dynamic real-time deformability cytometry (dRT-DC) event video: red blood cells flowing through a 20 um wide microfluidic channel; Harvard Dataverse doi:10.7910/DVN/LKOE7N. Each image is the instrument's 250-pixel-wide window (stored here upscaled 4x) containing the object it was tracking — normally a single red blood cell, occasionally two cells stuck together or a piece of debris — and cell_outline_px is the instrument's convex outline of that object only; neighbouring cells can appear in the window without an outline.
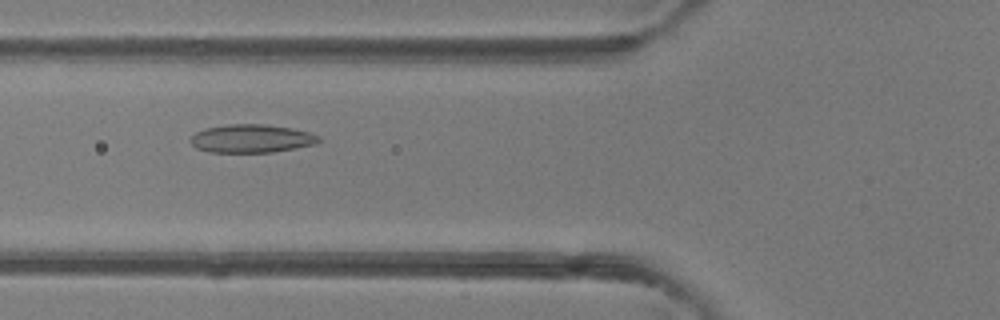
{"species": "common noctule bat (a hibernating species)", "species_latin": "Nyctalus noctula", "temperature_condition": "room temperature", "stored_images_in_passage": 35, "camera_frame_rate_fps": 3000, "um_per_image_px": 0.085, "animal": {"sex": "female"}, "frame": {"image": 1, "passage_image": 8, "time_ms": 2.333, "image_size_px": [1000, 320], "cell_outline_px": [[320, 140], [316, 144], [296, 148], [272, 152], [208, 152], [196, 148], [188, 140], [196, 132], [204, 128], [228, 124], [264, 124], [292, 128], [308, 132], [320, 136]], "centroid_in_image_um": [21.36, 11.77], "position_along_channel_um": 104.4, "area_um2": 21.21}}
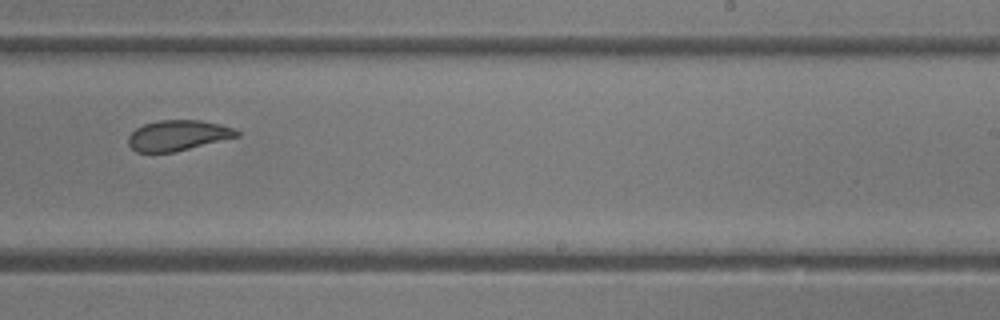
{"frame": {"image": 2, "passage_image": 20, "time_ms": 6.333, "image_size_px": [1000, 320], "cell_outline_px": [[240, 136], [176, 152], [136, 152], [128, 144], [128, 136], [136, 128], [144, 124], [160, 120], [200, 120], [220, 124], [232, 128], [240, 132]], "centroid_in_image_um": [15.12, 11.51], "position_along_channel_um": 273.9, "area_um2": 19.31}}
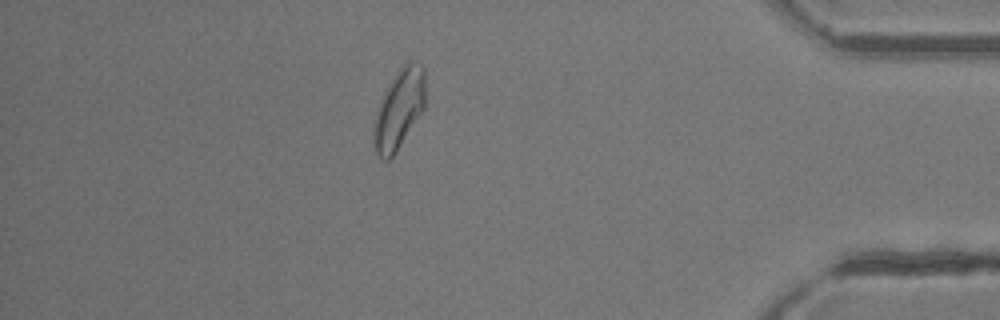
{"frame": {"image": 3, "passage_image": 32, "time_ms": 10.333, "image_size_px": [1000, 320], "cell_outline_px": [[424, 108], [396, 152], [388, 160], [384, 160], [376, 152], [372, 144], [372, 124], [380, 100], [388, 84], [400, 64], [408, 60], [412, 60], [420, 64], [424, 68]], "centroid_in_image_um": [33.88, 9.24], "position_along_channel_um": 401.3, "area_um2": 24.22}}